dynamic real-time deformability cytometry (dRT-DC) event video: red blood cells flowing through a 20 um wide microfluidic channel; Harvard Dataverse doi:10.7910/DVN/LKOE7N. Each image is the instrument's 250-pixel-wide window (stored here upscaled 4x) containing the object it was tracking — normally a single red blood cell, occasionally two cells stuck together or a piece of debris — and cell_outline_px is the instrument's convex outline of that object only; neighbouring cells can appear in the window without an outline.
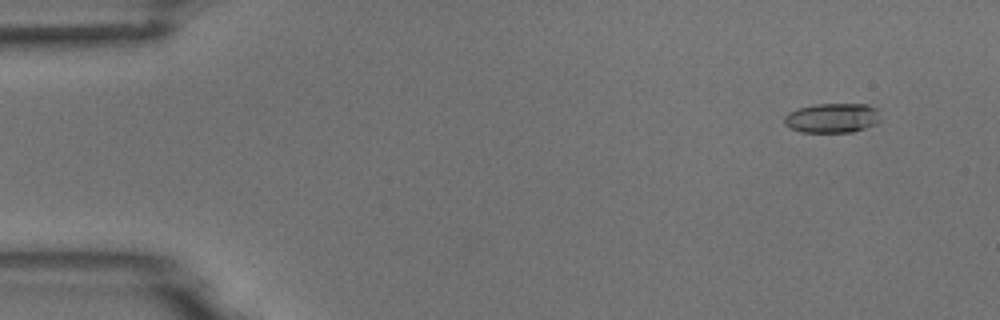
{"species": "common noctule bat (a hibernating species)", "species_latin": "Nyctalus noctula", "temperature_condition": "room temperature", "stored_images_in_passage": 5, "camera_frame_rate_fps": 3000, "um_per_image_px": 0.085, "animal": {"sex": "male", "body_mass_g": 18.8}, "frame": {"image": 1, "passage_image": 2, "time_ms": 1.333, "image_size_px": [1000, 320], "cell_outline_px": [[880, 120], [876, 124], [852, 132], [800, 132], [784, 124], [784, 116], [788, 112], [800, 108], [816, 104], [868, 104], [876, 108]], "centroid_in_image_um": [70.73, 10.03], "position_along_channel_um": 14.3, "area_um2": 16.53}}
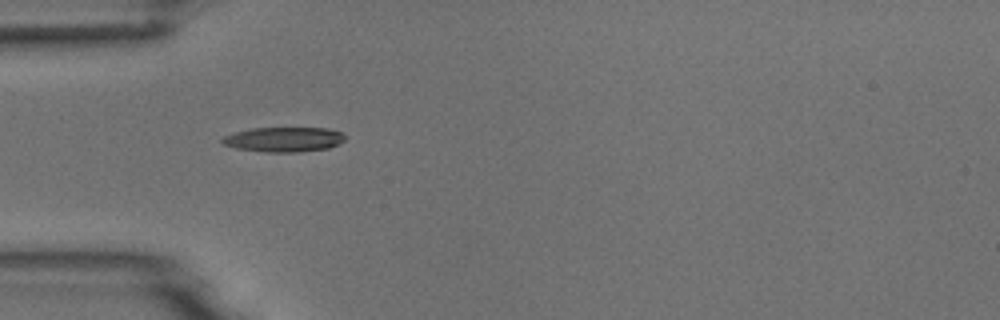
{"frame": {"image": 2, "passage_image": 5, "time_ms": 5.333, "image_size_px": [1000, 320], "cell_outline_px": [[344, 140], [328, 148], [296, 152], [268, 152], [236, 148], [224, 144], [220, 140], [224, 136], [236, 132], [252, 128], [328, 128], [340, 132], [344, 136]], "centroid_in_image_um": [24.11, 11.85], "position_along_channel_um": 60.9, "area_um2": 17.46}}